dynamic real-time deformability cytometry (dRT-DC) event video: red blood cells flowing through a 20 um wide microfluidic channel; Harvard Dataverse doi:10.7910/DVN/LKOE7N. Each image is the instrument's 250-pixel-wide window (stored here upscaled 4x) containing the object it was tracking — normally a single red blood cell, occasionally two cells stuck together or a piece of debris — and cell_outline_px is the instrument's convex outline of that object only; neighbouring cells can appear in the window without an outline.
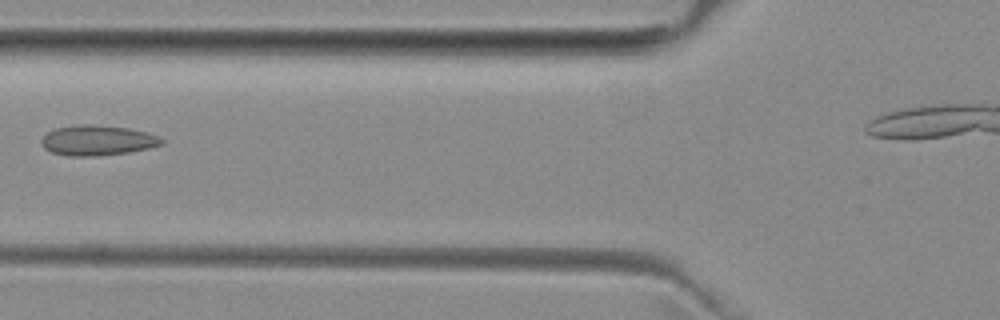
{"species": "common noctule bat (a hibernating species)", "species_latin": "Nyctalus noctula", "temperature_condition": "room temperature", "stored_images_in_passage": 3, "camera_frame_rate_fps": 3000, "um_per_image_px": 0.085, "animal": {"sex": "female", "body_mass_g": 29.2, "forearm_length_mm": 56.3}, "frame": {"image": 1, "passage_image": 3, "time_ms": 2.333, "image_size_px": [1000, 320], "cell_outline_px": [[164, 144], [148, 148], [128, 152], [96, 156], [68, 156], [52, 152], [44, 148], [40, 140], [48, 132], [56, 128], [76, 124], [88, 124], [128, 128], [148, 132], [160, 136], [164, 140]], "centroid_in_image_um": [8.3, 11.93], "position_along_channel_um": 117.5, "area_um2": 21.21}}